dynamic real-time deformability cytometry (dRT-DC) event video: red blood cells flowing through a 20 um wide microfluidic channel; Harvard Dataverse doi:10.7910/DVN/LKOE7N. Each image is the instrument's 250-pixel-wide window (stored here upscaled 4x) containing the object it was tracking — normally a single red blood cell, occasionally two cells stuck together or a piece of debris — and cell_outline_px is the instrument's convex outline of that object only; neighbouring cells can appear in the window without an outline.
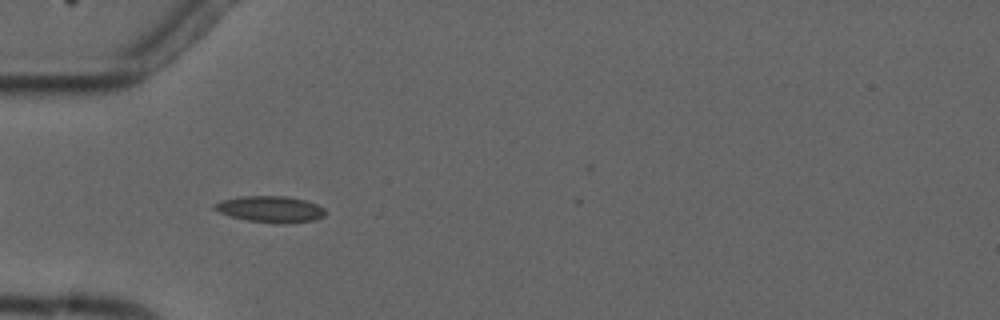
{"species": "common noctule bat (a hibernating species)", "species_latin": "Nyctalus noctula", "temperature_condition": "cold", "stored_images_in_passage": 1, "camera_frame_rate_fps": 3000, "um_per_image_px": 0.085, "animal": {"sex": "male", "forearm_length_mm": 52.5}, "frame": {"image": 1, "passage_image": 1, "time_ms": 0.0, "image_size_px": [1000, 320], "cell_outline_px": [[328, 212], [324, 216], [312, 220], [248, 220], [232, 216], [220, 212], [212, 208], [212, 204], [220, 200], [240, 196], [284, 196], [304, 200], [316, 204], [324, 208]], "centroid_in_image_um": [22.92, 17.71], "position_along_channel_um": 62.1, "area_um2": 16.01}}